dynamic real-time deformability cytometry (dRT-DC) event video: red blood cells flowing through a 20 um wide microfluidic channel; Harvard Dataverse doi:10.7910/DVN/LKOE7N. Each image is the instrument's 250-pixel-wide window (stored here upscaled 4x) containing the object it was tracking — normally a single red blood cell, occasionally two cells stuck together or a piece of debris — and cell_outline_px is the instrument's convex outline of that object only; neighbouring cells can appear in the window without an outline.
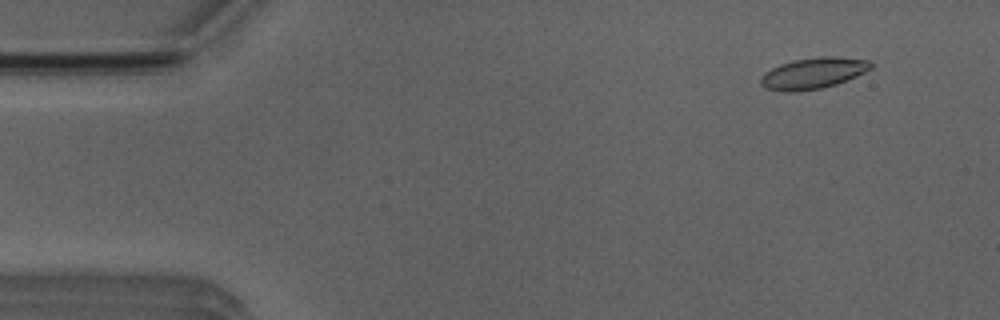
{"species": "Egyptian fruit bat (a non-hibernating species)", "species_latin": "Rousettus aegyptiacus", "temperature_condition": "room temperature", "stored_images_in_passage": 4, "camera_frame_rate_fps": 3000, "um_per_image_px": 0.085, "animal": {"sex": "male"}, "frame": {"image": 1, "passage_image": 2, "time_ms": 1.333, "image_size_px": [1000, 320], "cell_outline_px": [[872, 68], [856, 76], [836, 84], [820, 88], [796, 92], [784, 92], [764, 88], [760, 84], [760, 76], [764, 72], [780, 64], [792, 60], [820, 56], [836, 56], [868, 60], [872, 64]], "centroid_in_image_um": [69.08, 6.22], "position_along_channel_um": 15.9, "area_um2": 20.11}}